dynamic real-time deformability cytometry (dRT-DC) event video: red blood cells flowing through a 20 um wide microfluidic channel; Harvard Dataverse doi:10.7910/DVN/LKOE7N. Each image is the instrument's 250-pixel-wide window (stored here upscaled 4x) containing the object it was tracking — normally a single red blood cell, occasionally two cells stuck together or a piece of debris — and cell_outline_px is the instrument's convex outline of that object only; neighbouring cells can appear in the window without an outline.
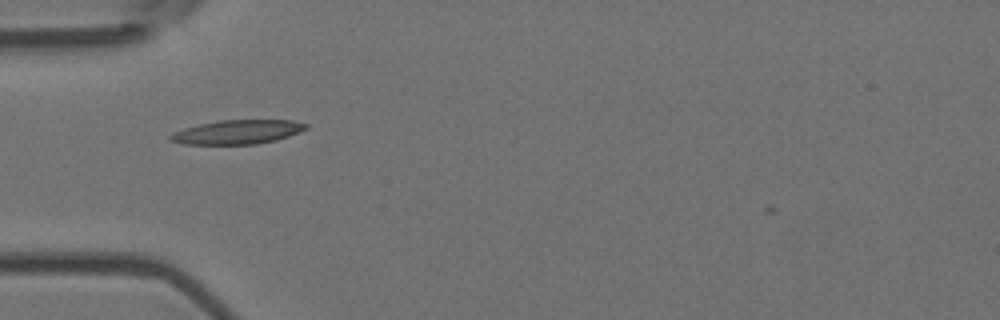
{"species": "Egyptian fruit bat (a non-hibernating species)", "species_latin": "Rousettus aegyptiacus", "temperature_condition": "room temperature", "stored_images_in_passage": 42, "camera_frame_rate_fps": 3000, "um_per_image_px": 0.085, "animal": {"sex": "female"}, "frame": {"image": 1, "passage_image": 4, "time_ms": 1.0, "image_size_px": [1000, 320], "cell_outline_px": [[308, 128], [300, 132], [276, 140], [256, 144], [184, 144], [168, 140], [168, 136], [172, 132], [184, 128], [200, 124], [220, 120], [292, 120], [308, 124]], "centroid_in_image_um": [20.17, 11.22], "position_along_channel_um": 64.8, "area_um2": 19.07}}
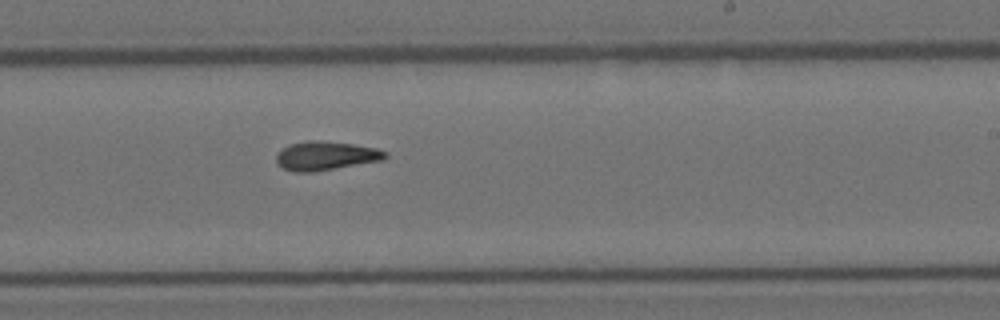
{"frame": {"image": 2, "passage_image": 20, "time_ms": 6.333, "image_size_px": [1000, 320], "cell_outline_px": [[388, 156], [384, 160], [312, 172], [292, 172], [276, 164], [276, 152], [292, 144], [308, 140], [320, 140], [352, 144], [376, 148], [388, 152]], "centroid_in_image_um": [27.69, 13.24], "position_along_channel_um": 261.3, "area_um2": 18.38}}
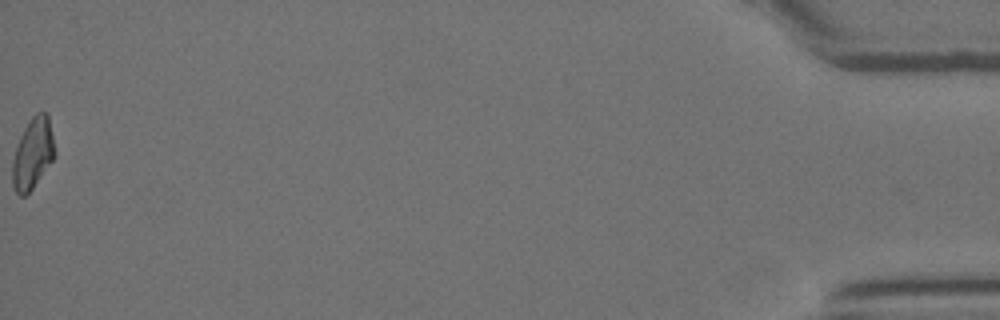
{"frame": {"image": 3, "passage_image": 42, "time_ms": 13.667, "image_size_px": [1000, 320], "cell_outline_px": [[56, 156], [32, 188], [24, 196], [20, 196], [16, 192], [12, 184], [12, 160], [16, 144], [24, 128], [32, 116], [36, 112], [48, 112], [56, 152]], "centroid_in_image_um": [2.79, 13.02], "position_along_channel_um": 432.4, "area_um2": 17.69}, "authors_computed_cell_mechanics": {"area_um2": 17.6579, "velocity_mm_per_s": 3.6891, "shape_relaxation_time_tau1_ms": null, "shape_relaxation_time_tau2_ms": 6.7083, "deformation_change_tau1": null, "deformation_change_tau2": 0.1497}}